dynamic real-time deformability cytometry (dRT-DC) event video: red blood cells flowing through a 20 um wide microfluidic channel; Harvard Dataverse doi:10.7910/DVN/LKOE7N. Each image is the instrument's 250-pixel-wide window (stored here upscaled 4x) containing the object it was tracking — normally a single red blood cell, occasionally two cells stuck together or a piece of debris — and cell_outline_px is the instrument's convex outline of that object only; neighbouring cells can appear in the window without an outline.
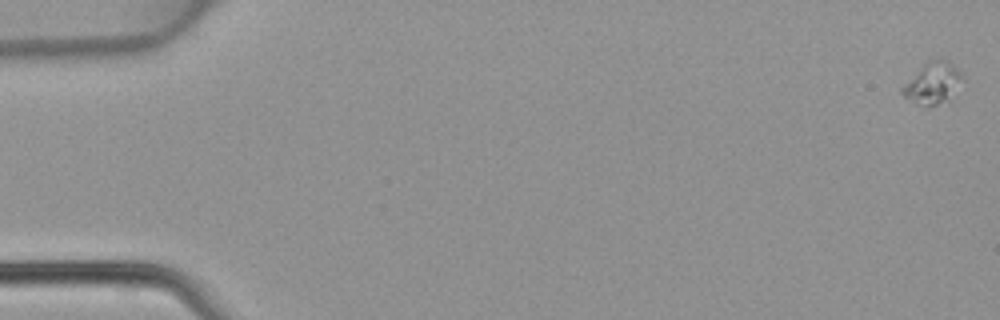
{"species": "common noctule bat (a hibernating species)", "species_latin": "Nyctalus noctula", "temperature_condition": "warm", "stored_images_in_passage": 48, "camera_frame_rate_fps": 3000, "um_per_image_px": 0.085, "animal": {"sex": "female", "body_mass_g": 22.7, "forearm_length_mm": 54.2}, "frame": {"image": 1, "passage_image": 1, "time_ms": 0.0, "image_size_px": [1000, 320], "cell_outline_px": [[964, 80], [952, 100], [928, 108], [916, 104], [904, 96], [900, 92], [900, 88], [928, 60], [944, 60], [952, 64], [964, 72]], "centroid_in_image_um": [79.35, 7.12], "position_along_channel_um": 5.6, "area_um2": 15.03}}
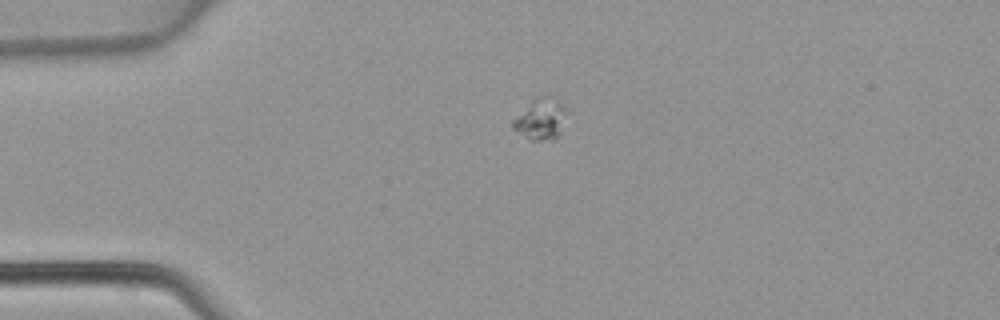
{"frame": {"image": 2, "passage_image": 12, "time_ms": 3.667, "image_size_px": [1000, 320], "cell_outline_px": [[568, 112], [560, 132], [556, 140], [528, 140], [512, 128], [512, 120], [540, 96], [544, 96], [560, 104]], "centroid_in_image_um": [45.96, 10.21], "position_along_channel_um": 39.0, "area_um2": 12.37}}
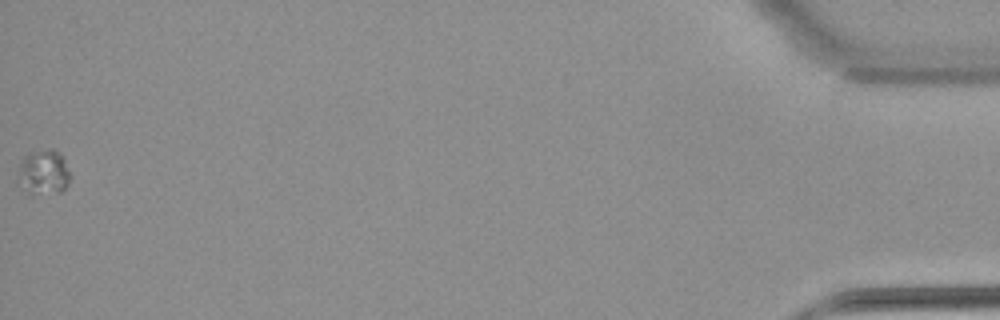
{"frame": {"image": 3, "passage_image": 48, "time_ms": 15.667, "image_size_px": [1000, 320], "cell_outline_px": [[72, 176], [68, 184], [60, 192], [32, 196], [16, 184], [20, 164], [24, 156], [28, 152], [48, 148], [56, 148], [64, 156]], "centroid_in_image_um": [3.71, 14.64], "position_along_channel_um": 431.5, "area_um2": 14.57}}